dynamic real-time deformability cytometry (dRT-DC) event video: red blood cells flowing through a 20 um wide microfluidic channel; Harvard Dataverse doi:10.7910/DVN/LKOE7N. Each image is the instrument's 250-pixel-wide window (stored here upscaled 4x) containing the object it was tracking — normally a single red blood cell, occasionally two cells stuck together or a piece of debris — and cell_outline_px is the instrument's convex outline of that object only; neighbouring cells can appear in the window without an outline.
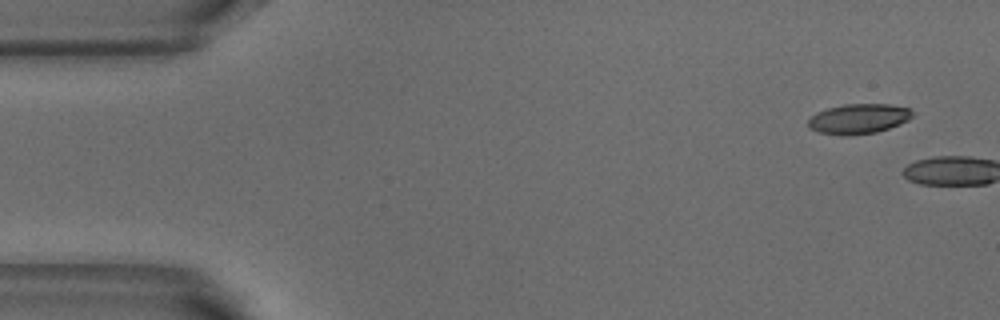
{"species": "common noctule bat (a hibernating species)", "species_latin": "Nyctalus noctula", "temperature_condition": "warm", "stored_images_in_passage": 6, "segment_of_instrument_passage": [2, 2], "camera_frame_rate_fps": 3000, "um_per_image_px": 0.085, "animal": {"sex": "male", "body_mass_g": 18.8}, "frame": {"image": 1, "passage_image": 6, "time_ms": 1.667, "image_size_px": [1000, 320], "cell_outline_px": [[912, 116], [908, 120], [900, 124], [876, 132], [844, 136], [840, 136], [820, 132], [808, 128], [808, 120], [816, 112], [828, 108], [844, 104], [888, 104], [908, 108], [912, 112]], "centroid_in_image_um": [72.95, 10.1], "position_along_channel_um": 12.1, "area_um2": 18.15}}